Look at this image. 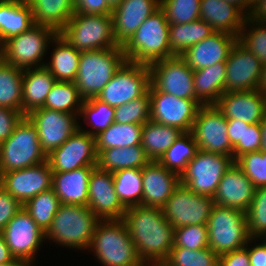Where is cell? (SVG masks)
<instances>
[{
  "instance_id": "836d02e7",
  "label": "cell",
  "mask_w": 266,
  "mask_h": 266,
  "mask_svg": "<svg viewBox=\"0 0 266 266\" xmlns=\"http://www.w3.org/2000/svg\"><path fill=\"white\" fill-rule=\"evenodd\" d=\"M196 97L204 104H214L225 92L226 62L194 70Z\"/></svg>"
},
{
  "instance_id": "e0dca14e",
  "label": "cell",
  "mask_w": 266,
  "mask_h": 266,
  "mask_svg": "<svg viewBox=\"0 0 266 266\" xmlns=\"http://www.w3.org/2000/svg\"><path fill=\"white\" fill-rule=\"evenodd\" d=\"M47 160L53 172L72 171L81 167L97 166L95 137L78 130L59 148L54 149Z\"/></svg>"
},
{
  "instance_id": "7402d4cb",
  "label": "cell",
  "mask_w": 266,
  "mask_h": 266,
  "mask_svg": "<svg viewBox=\"0 0 266 266\" xmlns=\"http://www.w3.org/2000/svg\"><path fill=\"white\" fill-rule=\"evenodd\" d=\"M214 105L227 119L248 124L261 123L266 117V104L260 89L224 92Z\"/></svg>"
},
{
  "instance_id": "ac0fdd59",
  "label": "cell",
  "mask_w": 266,
  "mask_h": 266,
  "mask_svg": "<svg viewBox=\"0 0 266 266\" xmlns=\"http://www.w3.org/2000/svg\"><path fill=\"white\" fill-rule=\"evenodd\" d=\"M15 259L30 261L43 243L45 232L36 224L24 208L19 210L1 232Z\"/></svg>"
},
{
  "instance_id": "60d3db41",
  "label": "cell",
  "mask_w": 266,
  "mask_h": 266,
  "mask_svg": "<svg viewBox=\"0 0 266 266\" xmlns=\"http://www.w3.org/2000/svg\"><path fill=\"white\" fill-rule=\"evenodd\" d=\"M115 192L125 208L141 205L143 185L141 169L113 172Z\"/></svg>"
},
{
  "instance_id": "b9f144b4",
  "label": "cell",
  "mask_w": 266,
  "mask_h": 266,
  "mask_svg": "<svg viewBox=\"0 0 266 266\" xmlns=\"http://www.w3.org/2000/svg\"><path fill=\"white\" fill-rule=\"evenodd\" d=\"M61 205L60 199L53 189L41 192L23 204V208L36 222V224L46 232L51 226L52 220Z\"/></svg>"
},
{
  "instance_id": "f546056e",
  "label": "cell",
  "mask_w": 266,
  "mask_h": 266,
  "mask_svg": "<svg viewBox=\"0 0 266 266\" xmlns=\"http://www.w3.org/2000/svg\"><path fill=\"white\" fill-rule=\"evenodd\" d=\"M33 15L26 0H0V42L4 43L33 25Z\"/></svg>"
},
{
  "instance_id": "7bdbcfd3",
  "label": "cell",
  "mask_w": 266,
  "mask_h": 266,
  "mask_svg": "<svg viewBox=\"0 0 266 266\" xmlns=\"http://www.w3.org/2000/svg\"><path fill=\"white\" fill-rule=\"evenodd\" d=\"M114 115L115 107L92 97L83 100L78 117L81 116L84 120H90L91 125L89 124V126L92 129L84 132L95 137L114 123Z\"/></svg>"
},
{
  "instance_id": "2e32d148",
  "label": "cell",
  "mask_w": 266,
  "mask_h": 266,
  "mask_svg": "<svg viewBox=\"0 0 266 266\" xmlns=\"http://www.w3.org/2000/svg\"><path fill=\"white\" fill-rule=\"evenodd\" d=\"M77 116L43 107L36 108L26 115L36 127L39 144L46 155L59 148L78 130Z\"/></svg>"
},
{
  "instance_id": "816d5d0a",
  "label": "cell",
  "mask_w": 266,
  "mask_h": 266,
  "mask_svg": "<svg viewBox=\"0 0 266 266\" xmlns=\"http://www.w3.org/2000/svg\"><path fill=\"white\" fill-rule=\"evenodd\" d=\"M23 205L0 186V233Z\"/></svg>"
},
{
  "instance_id": "d590c367",
  "label": "cell",
  "mask_w": 266,
  "mask_h": 266,
  "mask_svg": "<svg viewBox=\"0 0 266 266\" xmlns=\"http://www.w3.org/2000/svg\"><path fill=\"white\" fill-rule=\"evenodd\" d=\"M214 32L215 30L201 19L184 24H170V51L176 56H181L188 48Z\"/></svg>"
},
{
  "instance_id": "5b68a950",
  "label": "cell",
  "mask_w": 266,
  "mask_h": 266,
  "mask_svg": "<svg viewBox=\"0 0 266 266\" xmlns=\"http://www.w3.org/2000/svg\"><path fill=\"white\" fill-rule=\"evenodd\" d=\"M99 221L88 206L61 204L45 238L69 248L88 249Z\"/></svg>"
},
{
  "instance_id": "9f6ffc18",
  "label": "cell",
  "mask_w": 266,
  "mask_h": 266,
  "mask_svg": "<svg viewBox=\"0 0 266 266\" xmlns=\"http://www.w3.org/2000/svg\"><path fill=\"white\" fill-rule=\"evenodd\" d=\"M262 127L260 123L244 125L243 154L261 150Z\"/></svg>"
},
{
  "instance_id": "d6986e66",
  "label": "cell",
  "mask_w": 266,
  "mask_h": 266,
  "mask_svg": "<svg viewBox=\"0 0 266 266\" xmlns=\"http://www.w3.org/2000/svg\"><path fill=\"white\" fill-rule=\"evenodd\" d=\"M53 171L47 161L0 175V186L22 205L41 192L52 189Z\"/></svg>"
},
{
  "instance_id": "30bf717a",
  "label": "cell",
  "mask_w": 266,
  "mask_h": 266,
  "mask_svg": "<svg viewBox=\"0 0 266 266\" xmlns=\"http://www.w3.org/2000/svg\"><path fill=\"white\" fill-rule=\"evenodd\" d=\"M233 162L231 156L199 150L180 175V183L194 193L213 198L221 178Z\"/></svg>"
},
{
  "instance_id": "be15d7a7",
  "label": "cell",
  "mask_w": 266,
  "mask_h": 266,
  "mask_svg": "<svg viewBox=\"0 0 266 266\" xmlns=\"http://www.w3.org/2000/svg\"><path fill=\"white\" fill-rule=\"evenodd\" d=\"M0 266H33L30 261L22 260V259H14L7 264H3Z\"/></svg>"
},
{
  "instance_id": "ffe728a7",
  "label": "cell",
  "mask_w": 266,
  "mask_h": 266,
  "mask_svg": "<svg viewBox=\"0 0 266 266\" xmlns=\"http://www.w3.org/2000/svg\"><path fill=\"white\" fill-rule=\"evenodd\" d=\"M262 62L238 41L226 61L225 92L259 89Z\"/></svg>"
},
{
  "instance_id": "c3c4849f",
  "label": "cell",
  "mask_w": 266,
  "mask_h": 266,
  "mask_svg": "<svg viewBox=\"0 0 266 266\" xmlns=\"http://www.w3.org/2000/svg\"><path fill=\"white\" fill-rule=\"evenodd\" d=\"M150 120L149 92L144 96L133 99L115 107L114 122L120 124H144Z\"/></svg>"
},
{
  "instance_id": "8fae6325",
  "label": "cell",
  "mask_w": 266,
  "mask_h": 266,
  "mask_svg": "<svg viewBox=\"0 0 266 266\" xmlns=\"http://www.w3.org/2000/svg\"><path fill=\"white\" fill-rule=\"evenodd\" d=\"M149 86V66L126 60L96 98L117 107L144 96Z\"/></svg>"
},
{
  "instance_id": "11a10c76",
  "label": "cell",
  "mask_w": 266,
  "mask_h": 266,
  "mask_svg": "<svg viewBox=\"0 0 266 266\" xmlns=\"http://www.w3.org/2000/svg\"><path fill=\"white\" fill-rule=\"evenodd\" d=\"M107 0H74V12L86 15H112Z\"/></svg>"
},
{
  "instance_id": "e7e4bbea",
  "label": "cell",
  "mask_w": 266,
  "mask_h": 266,
  "mask_svg": "<svg viewBox=\"0 0 266 266\" xmlns=\"http://www.w3.org/2000/svg\"><path fill=\"white\" fill-rule=\"evenodd\" d=\"M266 86V62L262 63V72L259 81V89L262 90Z\"/></svg>"
},
{
  "instance_id": "4dcf8cb0",
  "label": "cell",
  "mask_w": 266,
  "mask_h": 266,
  "mask_svg": "<svg viewBox=\"0 0 266 266\" xmlns=\"http://www.w3.org/2000/svg\"><path fill=\"white\" fill-rule=\"evenodd\" d=\"M31 8L33 21L58 33L74 14V0H26Z\"/></svg>"
},
{
  "instance_id": "44dd1931",
  "label": "cell",
  "mask_w": 266,
  "mask_h": 266,
  "mask_svg": "<svg viewBox=\"0 0 266 266\" xmlns=\"http://www.w3.org/2000/svg\"><path fill=\"white\" fill-rule=\"evenodd\" d=\"M87 206L100 220L123 218L126 208L115 192L113 172L101 170L97 166L92 170Z\"/></svg>"
},
{
  "instance_id": "f6af8a7d",
  "label": "cell",
  "mask_w": 266,
  "mask_h": 266,
  "mask_svg": "<svg viewBox=\"0 0 266 266\" xmlns=\"http://www.w3.org/2000/svg\"><path fill=\"white\" fill-rule=\"evenodd\" d=\"M250 238H266V186L255 189L253 201L246 211Z\"/></svg>"
},
{
  "instance_id": "4316f807",
  "label": "cell",
  "mask_w": 266,
  "mask_h": 266,
  "mask_svg": "<svg viewBox=\"0 0 266 266\" xmlns=\"http://www.w3.org/2000/svg\"><path fill=\"white\" fill-rule=\"evenodd\" d=\"M247 14L237 5L224 0H201L200 19L215 31L239 35Z\"/></svg>"
},
{
  "instance_id": "003e7915",
  "label": "cell",
  "mask_w": 266,
  "mask_h": 266,
  "mask_svg": "<svg viewBox=\"0 0 266 266\" xmlns=\"http://www.w3.org/2000/svg\"><path fill=\"white\" fill-rule=\"evenodd\" d=\"M122 0H107V3L109 4V6L114 9L115 7H117Z\"/></svg>"
},
{
  "instance_id": "f907efd6",
  "label": "cell",
  "mask_w": 266,
  "mask_h": 266,
  "mask_svg": "<svg viewBox=\"0 0 266 266\" xmlns=\"http://www.w3.org/2000/svg\"><path fill=\"white\" fill-rule=\"evenodd\" d=\"M191 250L209 247L207 224L188 225L174 229V246Z\"/></svg>"
},
{
  "instance_id": "7dc6e473",
  "label": "cell",
  "mask_w": 266,
  "mask_h": 266,
  "mask_svg": "<svg viewBox=\"0 0 266 266\" xmlns=\"http://www.w3.org/2000/svg\"><path fill=\"white\" fill-rule=\"evenodd\" d=\"M201 0H160L169 24H184L200 19Z\"/></svg>"
},
{
  "instance_id": "603a6c76",
  "label": "cell",
  "mask_w": 266,
  "mask_h": 266,
  "mask_svg": "<svg viewBox=\"0 0 266 266\" xmlns=\"http://www.w3.org/2000/svg\"><path fill=\"white\" fill-rule=\"evenodd\" d=\"M255 189L251 180L233 162L217 186L213 196L214 204L235 208L246 213L253 201Z\"/></svg>"
},
{
  "instance_id": "9a60e30c",
  "label": "cell",
  "mask_w": 266,
  "mask_h": 266,
  "mask_svg": "<svg viewBox=\"0 0 266 266\" xmlns=\"http://www.w3.org/2000/svg\"><path fill=\"white\" fill-rule=\"evenodd\" d=\"M227 129V118L214 104H210L199 108L190 133L199 150L224 154L233 158V147Z\"/></svg>"
},
{
  "instance_id": "6125c7cd",
  "label": "cell",
  "mask_w": 266,
  "mask_h": 266,
  "mask_svg": "<svg viewBox=\"0 0 266 266\" xmlns=\"http://www.w3.org/2000/svg\"><path fill=\"white\" fill-rule=\"evenodd\" d=\"M224 1L239 6L246 14L248 13L251 6V0H224Z\"/></svg>"
},
{
  "instance_id": "f5cc1de1",
  "label": "cell",
  "mask_w": 266,
  "mask_h": 266,
  "mask_svg": "<svg viewBox=\"0 0 266 266\" xmlns=\"http://www.w3.org/2000/svg\"><path fill=\"white\" fill-rule=\"evenodd\" d=\"M244 125H250L238 119H227L228 137L233 147V160L235 161L239 156L243 155V134Z\"/></svg>"
},
{
  "instance_id": "e575fe53",
  "label": "cell",
  "mask_w": 266,
  "mask_h": 266,
  "mask_svg": "<svg viewBox=\"0 0 266 266\" xmlns=\"http://www.w3.org/2000/svg\"><path fill=\"white\" fill-rule=\"evenodd\" d=\"M182 133L178 128L149 120L143 124L141 146L151 161H158Z\"/></svg>"
},
{
  "instance_id": "cb8c5ba5",
  "label": "cell",
  "mask_w": 266,
  "mask_h": 266,
  "mask_svg": "<svg viewBox=\"0 0 266 266\" xmlns=\"http://www.w3.org/2000/svg\"><path fill=\"white\" fill-rule=\"evenodd\" d=\"M160 8V0H122L112 11L115 41L124 46L143 22Z\"/></svg>"
},
{
  "instance_id": "89a4df30",
  "label": "cell",
  "mask_w": 266,
  "mask_h": 266,
  "mask_svg": "<svg viewBox=\"0 0 266 266\" xmlns=\"http://www.w3.org/2000/svg\"><path fill=\"white\" fill-rule=\"evenodd\" d=\"M262 93L264 95V101H265V104H266V86L262 89Z\"/></svg>"
},
{
  "instance_id": "52a82bcc",
  "label": "cell",
  "mask_w": 266,
  "mask_h": 266,
  "mask_svg": "<svg viewBox=\"0 0 266 266\" xmlns=\"http://www.w3.org/2000/svg\"><path fill=\"white\" fill-rule=\"evenodd\" d=\"M207 226L209 247L217 255L243 248L254 240L249 237L246 213L235 208L214 204Z\"/></svg>"
},
{
  "instance_id": "6da1fadb",
  "label": "cell",
  "mask_w": 266,
  "mask_h": 266,
  "mask_svg": "<svg viewBox=\"0 0 266 266\" xmlns=\"http://www.w3.org/2000/svg\"><path fill=\"white\" fill-rule=\"evenodd\" d=\"M139 259L147 266H160L174 246V228L160 207L126 208L122 218Z\"/></svg>"
},
{
  "instance_id": "1f68e13d",
  "label": "cell",
  "mask_w": 266,
  "mask_h": 266,
  "mask_svg": "<svg viewBox=\"0 0 266 266\" xmlns=\"http://www.w3.org/2000/svg\"><path fill=\"white\" fill-rule=\"evenodd\" d=\"M150 161L141 145L115 147L97 153V167L108 172L121 169H142Z\"/></svg>"
},
{
  "instance_id": "a7ac6f4b",
  "label": "cell",
  "mask_w": 266,
  "mask_h": 266,
  "mask_svg": "<svg viewBox=\"0 0 266 266\" xmlns=\"http://www.w3.org/2000/svg\"><path fill=\"white\" fill-rule=\"evenodd\" d=\"M4 61V46L3 43L0 42V64Z\"/></svg>"
},
{
  "instance_id": "f35d334b",
  "label": "cell",
  "mask_w": 266,
  "mask_h": 266,
  "mask_svg": "<svg viewBox=\"0 0 266 266\" xmlns=\"http://www.w3.org/2000/svg\"><path fill=\"white\" fill-rule=\"evenodd\" d=\"M199 151L198 145L190 132L182 135L158 160L166 169L179 176L186 170L187 164Z\"/></svg>"
},
{
  "instance_id": "9c48e42d",
  "label": "cell",
  "mask_w": 266,
  "mask_h": 266,
  "mask_svg": "<svg viewBox=\"0 0 266 266\" xmlns=\"http://www.w3.org/2000/svg\"><path fill=\"white\" fill-rule=\"evenodd\" d=\"M57 34L51 27L34 24L29 30L3 43L4 61L22 70L44 66L40 61Z\"/></svg>"
},
{
  "instance_id": "ba28073f",
  "label": "cell",
  "mask_w": 266,
  "mask_h": 266,
  "mask_svg": "<svg viewBox=\"0 0 266 266\" xmlns=\"http://www.w3.org/2000/svg\"><path fill=\"white\" fill-rule=\"evenodd\" d=\"M59 34L80 52L122 47L115 41L112 15L74 12Z\"/></svg>"
},
{
  "instance_id": "d4e9b609",
  "label": "cell",
  "mask_w": 266,
  "mask_h": 266,
  "mask_svg": "<svg viewBox=\"0 0 266 266\" xmlns=\"http://www.w3.org/2000/svg\"><path fill=\"white\" fill-rule=\"evenodd\" d=\"M237 36L215 31L210 36L188 48L181 57L194 70L212 66L217 62H226Z\"/></svg>"
},
{
  "instance_id": "ee69618b",
  "label": "cell",
  "mask_w": 266,
  "mask_h": 266,
  "mask_svg": "<svg viewBox=\"0 0 266 266\" xmlns=\"http://www.w3.org/2000/svg\"><path fill=\"white\" fill-rule=\"evenodd\" d=\"M160 266H219V255L210 247L199 250L173 247Z\"/></svg>"
},
{
  "instance_id": "ab89813d",
  "label": "cell",
  "mask_w": 266,
  "mask_h": 266,
  "mask_svg": "<svg viewBox=\"0 0 266 266\" xmlns=\"http://www.w3.org/2000/svg\"><path fill=\"white\" fill-rule=\"evenodd\" d=\"M83 102L76 84L70 81H56L52 86L43 108L79 115Z\"/></svg>"
},
{
  "instance_id": "8d00e7d4",
  "label": "cell",
  "mask_w": 266,
  "mask_h": 266,
  "mask_svg": "<svg viewBox=\"0 0 266 266\" xmlns=\"http://www.w3.org/2000/svg\"><path fill=\"white\" fill-rule=\"evenodd\" d=\"M142 124L112 123L107 129L95 136L96 152L110 148L141 145Z\"/></svg>"
},
{
  "instance_id": "681fc988",
  "label": "cell",
  "mask_w": 266,
  "mask_h": 266,
  "mask_svg": "<svg viewBox=\"0 0 266 266\" xmlns=\"http://www.w3.org/2000/svg\"><path fill=\"white\" fill-rule=\"evenodd\" d=\"M254 186H266V150L246 153L234 161Z\"/></svg>"
},
{
  "instance_id": "5bb4252c",
  "label": "cell",
  "mask_w": 266,
  "mask_h": 266,
  "mask_svg": "<svg viewBox=\"0 0 266 266\" xmlns=\"http://www.w3.org/2000/svg\"><path fill=\"white\" fill-rule=\"evenodd\" d=\"M150 120L178 128L183 133L191 131L199 108L200 100L178 98L172 94L155 90L149 86Z\"/></svg>"
},
{
  "instance_id": "03108f58",
  "label": "cell",
  "mask_w": 266,
  "mask_h": 266,
  "mask_svg": "<svg viewBox=\"0 0 266 266\" xmlns=\"http://www.w3.org/2000/svg\"><path fill=\"white\" fill-rule=\"evenodd\" d=\"M262 127V143L261 150H266V117L260 123Z\"/></svg>"
},
{
  "instance_id": "7c38bea8",
  "label": "cell",
  "mask_w": 266,
  "mask_h": 266,
  "mask_svg": "<svg viewBox=\"0 0 266 266\" xmlns=\"http://www.w3.org/2000/svg\"><path fill=\"white\" fill-rule=\"evenodd\" d=\"M213 206V198L194 193L180 183L161 209L175 229L207 224Z\"/></svg>"
},
{
  "instance_id": "7a4b0ae2",
  "label": "cell",
  "mask_w": 266,
  "mask_h": 266,
  "mask_svg": "<svg viewBox=\"0 0 266 266\" xmlns=\"http://www.w3.org/2000/svg\"><path fill=\"white\" fill-rule=\"evenodd\" d=\"M89 248L104 266H145L122 219L100 220Z\"/></svg>"
},
{
  "instance_id": "83f0119b",
  "label": "cell",
  "mask_w": 266,
  "mask_h": 266,
  "mask_svg": "<svg viewBox=\"0 0 266 266\" xmlns=\"http://www.w3.org/2000/svg\"><path fill=\"white\" fill-rule=\"evenodd\" d=\"M96 166L53 172L52 189L61 204L88 205L89 178Z\"/></svg>"
},
{
  "instance_id": "94428289",
  "label": "cell",
  "mask_w": 266,
  "mask_h": 266,
  "mask_svg": "<svg viewBox=\"0 0 266 266\" xmlns=\"http://www.w3.org/2000/svg\"><path fill=\"white\" fill-rule=\"evenodd\" d=\"M9 247L5 242V238L2 233H0V265L7 264L14 260Z\"/></svg>"
},
{
  "instance_id": "277c9868",
  "label": "cell",
  "mask_w": 266,
  "mask_h": 266,
  "mask_svg": "<svg viewBox=\"0 0 266 266\" xmlns=\"http://www.w3.org/2000/svg\"><path fill=\"white\" fill-rule=\"evenodd\" d=\"M125 61L123 47L81 52L74 83L82 99L97 97Z\"/></svg>"
},
{
  "instance_id": "74e56055",
  "label": "cell",
  "mask_w": 266,
  "mask_h": 266,
  "mask_svg": "<svg viewBox=\"0 0 266 266\" xmlns=\"http://www.w3.org/2000/svg\"><path fill=\"white\" fill-rule=\"evenodd\" d=\"M23 70L3 61L0 64V107L22 113Z\"/></svg>"
},
{
  "instance_id": "484cf974",
  "label": "cell",
  "mask_w": 266,
  "mask_h": 266,
  "mask_svg": "<svg viewBox=\"0 0 266 266\" xmlns=\"http://www.w3.org/2000/svg\"><path fill=\"white\" fill-rule=\"evenodd\" d=\"M142 206L162 207L180 184V176L158 161H150L142 169Z\"/></svg>"
},
{
  "instance_id": "db71d44e",
  "label": "cell",
  "mask_w": 266,
  "mask_h": 266,
  "mask_svg": "<svg viewBox=\"0 0 266 266\" xmlns=\"http://www.w3.org/2000/svg\"><path fill=\"white\" fill-rule=\"evenodd\" d=\"M23 117L20 111L0 107V144L11 136Z\"/></svg>"
},
{
  "instance_id": "91938a15",
  "label": "cell",
  "mask_w": 266,
  "mask_h": 266,
  "mask_svg": "<svg viewBox=\"0 0 266 266\" xmlns=\"http://www.w3.org/2000/svg\"><path fill=\"white\" fill-rule=\"evenodd\" d=\"M247 18L253 21L266 22V0H252Z\"/></svg>"
},
{
  "instance_id": "4fadbf2b",
  "label": "cell",
  "mask_w": 266,
  "mask_h": 266,
  "mask_svg": "<svg viewBox=\"0 0 266 266\" xmlns=\"http://www.w3.org/2000/svg\"><path fill=\"white\" fill-rule=\"evenodd\" d=\"M150 85L178 98L199 100L194 90V74L181 56L157 60L148 65Z\"/></svg>"
},
{
  "instance_id": "d6a6232c",
  "label": "cell",
  "mask_w": 266,
  "mask_h": 266,
  "mask_svg": "<svg viewBox=\"0 0 266 266\" xmlns=\"http://www.w3.org/2000/svg\"><path fill=\"white\" fill-rule=\"evenodd\" d=\"M56 46L52 52L51 61L44 67L52 74L56 81L74 82L78 72L81 52L77 51L58 33L53 39Z\"/></svg>"
},
{
  "instance_id": "6f0895ef",
  "label": "cell",
  "mask_w": 266,
  "mask_h": 266,
  "mask_svg": "<svg viewBox=\"0 0 266 266\" xmlns=\"http://www.w3.org/2000/svg\"><path fill=\"white\" fill-rule=\"evenodd\" d=\"M247 247L219 255V266H251Z\"/></svg>"
},
{
  "instance_id": "8992f818",
  "label": "cell",
  "mask_w": 266,
  "mask_h": 266,
  "mask_svg": "<svg viewBox=\"0 0 266 266\" xmlns=\"http://www.w3.org/2000/svg\"><path fill=\"white\" fill-rule=\"evenodd\" d=\"M47 161L36 127L24 116L11 136L0 144V175Z\"/></svg>"
},
{
  "instance_id": "680465c9",
  "label": "cell",
  "mask_w": 266,
  "mask_h": 266,
  "mask_svg": "<svg viewBox=\"0 0 266 266\" xmlns=\"http://www.w3.org/2000/svg\"><path fill=\"white\" fill-rule=\"evenodd\" d=\"M251 266H266V238L261 244L247 248Z\"/></svg>"
},
{
  "instance_id": "f1b7e54d",
  "label": "cell",
  "mask_w": 266,
  "mask_h": 266,
  "mask_svg": "<svg viewBox=\"0 0 266 266\" xmlns=\"http://www.w3.org/2000/svg\"><path fill=\"white\" fill-rule=\"evenodd\" d=\"M56 79L44 67L23 70L22 80V114L42 107Z\"/></svg>"
},
{
  "instance_id": "bcb514c9",
  "label": "cell",
  "mask_w": 266,
  "mask_h": 266,
  "mask_svg": "<svg viewBox=\"0 0 266 266\" xmlns=\"http://www.w3.org/2000/svg\"><path fill=\"white\" fill-rule=\"evenodd\" d=\"M250 25L252 30L245 29ZM237 41L252 52L262 63L266 62V22H258L246 18Z\"/></svg>"
},
{
  "instance_id": "3957f363",
  "label": "cell",
  "mask_w": 266,
  "mask_h": 266,
  "mask_svg": "<svg viewBox=\"0 0 266 266\" xmlns=\"http://www.w3.org/2000/svg\"><path fill=\"white\" fill-rule=\"evenodd\" d=\"M169 26L165 12L159 8L123 46L126 60L149 65L157 60L175 56L169 46Z\"/></svg>"
}]
</instances>
